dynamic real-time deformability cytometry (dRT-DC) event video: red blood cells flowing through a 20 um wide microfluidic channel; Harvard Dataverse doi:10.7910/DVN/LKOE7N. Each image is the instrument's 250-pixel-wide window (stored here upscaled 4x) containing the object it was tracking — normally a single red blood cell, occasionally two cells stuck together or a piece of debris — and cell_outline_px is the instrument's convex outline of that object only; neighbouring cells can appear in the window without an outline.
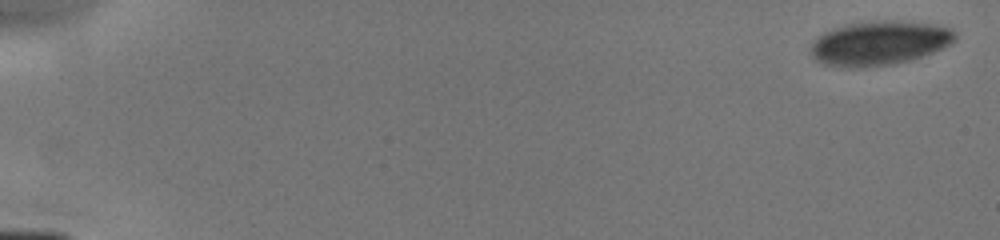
{"species": "human", "species_latin": "Homo sapiens", "temperature_condition": "cold", "stored_images_in_passage": 12, "camera_frame_rate_fps": 3000, "um_per_image_px": 0.085, "donor": {"sex": "male"}, "frame": {"image": 1, "passage_image": 1, "time_ms": 0.0, "image_size_px": [1000, 240], "cell_outline_px": [[956, 40], [952, 44], [944, 48], [912, 60], [892, 64], [864, 68], [848, 68], [820, 64], [812, 56], [812, 40], [824, 32], [832, 28], [848, 24], [880, 20], [896, 20], [932, 24], [952, 28], [956, 32]], "centroid_in_image_um": [74.76, 3.67], "position_along_channel_um": 10.2, "area_um2": 37.74}}
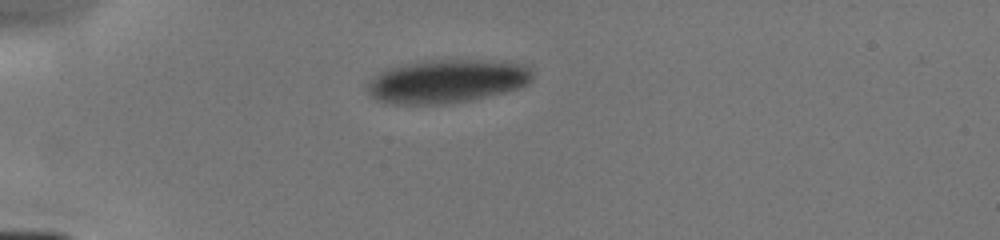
{"frame": {"image": 2, "passage_image": 6, "time_ms": 4.333, "image_size_px": [1000, 240], "cell_outline_px": [[532, 80], [528, 84], [520, 88], [508, 92], [472, 100], [444, 104], [392, 104], [376, 100], [368, 92], [368, 84], [372, 76], [388, 68], [408, 64], [432, 60], [488, 60], [528, 64], [532, 68]], "centroid_in_image_um": [38.05, 6.91], "position_along_channel_um": 46.9, "area_um2": 42.14}}
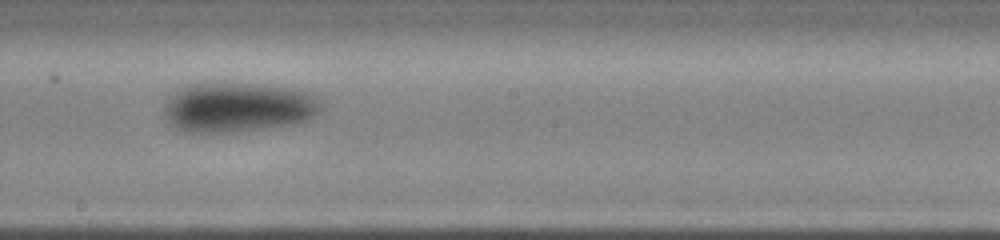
{"frame": {"image": 3, "passage_image": 11, "time_ms": 9.333, "image_size_px": [1000, 240], "cell_outline_px": [[324, 108], [316, 116], [300, 124], [232, 132], [184, 132], [168, 124], [164, 120], [164, 104], [168, 96], [176, 88], [188, 84], [212, 80], [256, 84], [292, 88], [320, 96]], "centroid_in_image_um": [20.21, 9.09], "position_along_channel_um": 228.0, "area_um2": 47.45}}